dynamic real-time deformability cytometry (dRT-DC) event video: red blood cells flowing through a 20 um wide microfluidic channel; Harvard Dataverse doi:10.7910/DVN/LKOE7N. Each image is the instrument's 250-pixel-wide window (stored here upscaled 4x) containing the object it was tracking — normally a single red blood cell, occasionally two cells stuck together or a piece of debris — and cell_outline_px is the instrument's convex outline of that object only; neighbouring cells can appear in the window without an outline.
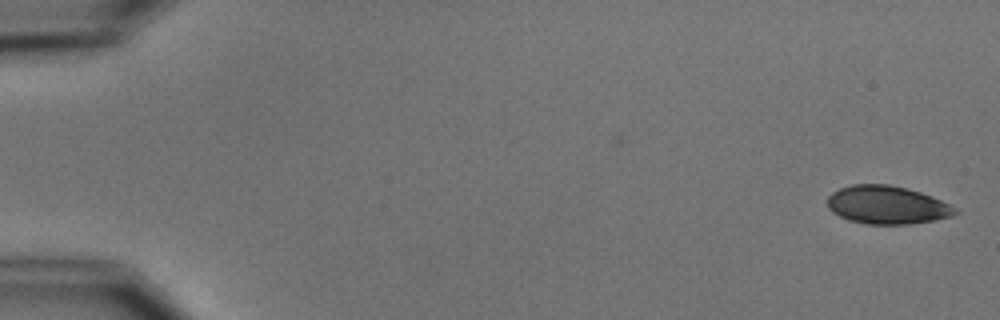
{"species": "common noctule bat (a hibernating species)", "species_latin": "Nyctalus noctula", "temperature_condition": "cold", "stored_images_in_passage": 9, "camera_frame_rate_fps": 3000, "um_per_image_px": 0.085, "animal": {"sex": "male", "body_mass_g": 15.6}, "frame": {"image": 1, "passage_image": 1, "time_ms": 0.0, "image_size_px": [1000, 320], "cell_outline_px": [[960, 212], [952, 216], [912, 224], [868, 224], [848, 220], [832, 212], [828, 208], [828, 196], [832, 192], [840, 188], [852, 184], [888, 184], [920, 192], [932, 196], [956, 208]], "centroid_in_image_um": [75.38, 17.42], "position_along_channel_um": 9.6, "area_um2": 28.32}}
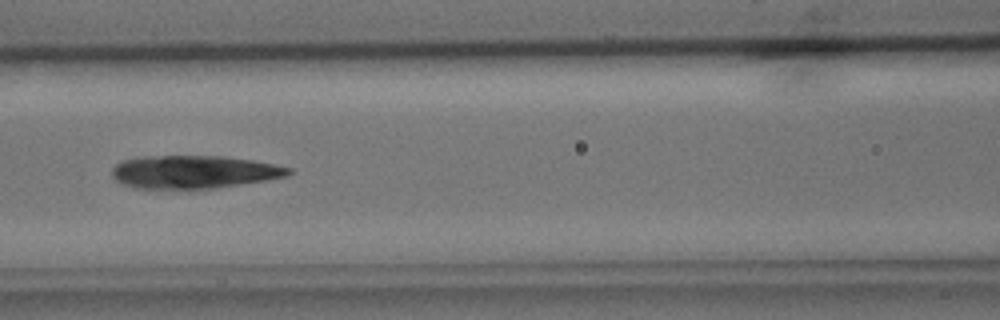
{"frame": {"image": 2, "passage_image": 7, "time_ms": 7.667, "image_size_px": [1000, 320], "cell_outline_px": [[292, 172], [284, 176], [264, 180], [216, 188], [136, 188], [124, 184], [116, 180], [112, 176], [112, 168], [116, 164], [124, 160], [136, 156], [224, 156], [252, 160], [276, 164], [292, 168]], "centroid_in_image_um": [16.46, 14.6], "position_along_channel_um": 150.1, "area_um2": 33.76}}
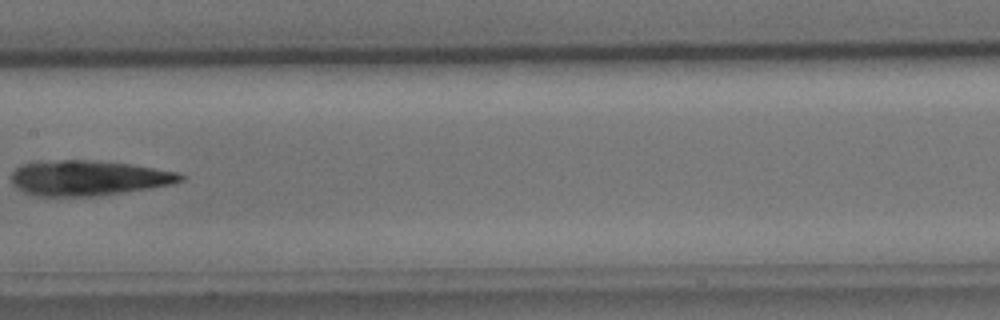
{"frame": {"image": 3, "passage_image": 8, "time_ms": 9.0, "image_size_px": [1000, 320], "cell_outline_px": [[184, 180], [172, 184], [148, 188], [96, 196], [36, 196], [24, 192], [16, 188], [12, 184], [12, 172], [20, 164], [60, 160], [88, 160], [132, 164], [180, 172], [184, 176]], "centroid_in_image_um": [7.51, 15.13], "position_along_channel_um": 199.9, "area_um2": 34.62}}